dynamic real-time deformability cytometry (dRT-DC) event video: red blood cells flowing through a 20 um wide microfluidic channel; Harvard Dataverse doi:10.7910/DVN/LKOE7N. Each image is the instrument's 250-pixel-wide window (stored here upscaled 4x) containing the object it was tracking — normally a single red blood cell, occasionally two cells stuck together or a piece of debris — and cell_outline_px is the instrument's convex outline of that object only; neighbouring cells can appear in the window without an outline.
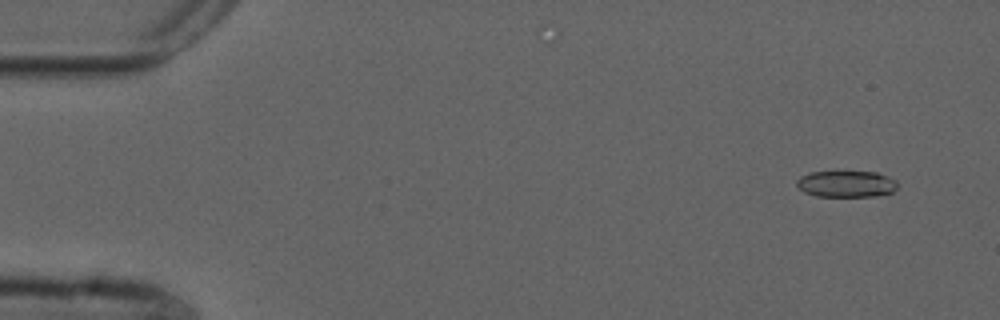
{"species": "common noctule bat (a hibernating species)", "species_latin": "Nyctalus noctula", "temperature_condition": "cold", "stored_images_in_passage": 55, "camera_frame_rate_fps": 3000, "um_per_image_px": 0.085, "animal": {"sex": "male", "forearm_length_mm": 52.5}, "frame": {"image": 1, "passage_image": 4, "time_ms": 1.0, "image_size_px": [1000, 320], "cell_outline_px": [[896, 188], [892, 192], [876, 196], [816, 196], [804, 192], [796, 184], [796, 180], [800, 176], [808, 172], [836, 168], [876, 172], [888, 176], [896, 180]], "centroid_in_image_um": [71.89, 15.56], "position_along_channel_um": 13.1, "area_um2": 16.47}}
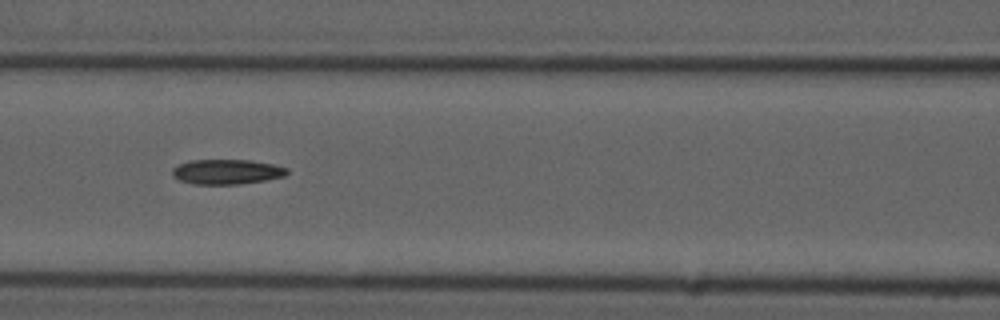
{"frame": {"image": 2, "passage_image": 24, "time_ms": 7.667, "image_size_px": [1000, 320], "cell_outline_px": [[288, 172], [284, 176], [264, 180], [240, 184], [196, 184], [180, 180], [172, 176], [172, 168], [188, 160], [248, 160], [272, 164], [288, 168]], "centroid_in_image_um": [19.25, 14.6], "position_along_channel_um": 147.3, "area_um2": 16.53}}
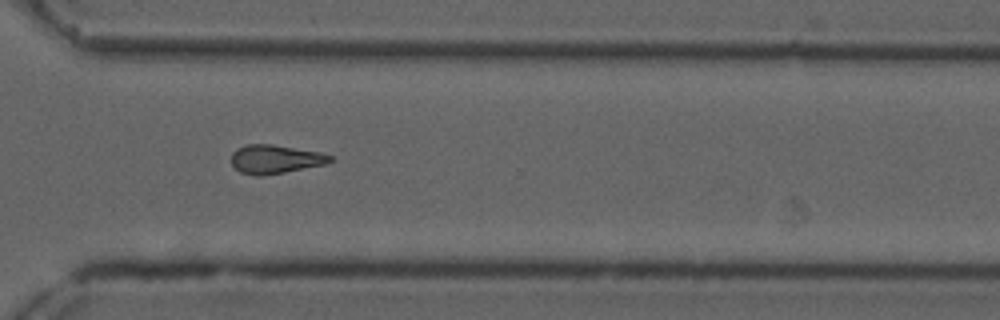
{"frame": {"image": 3, "passage_image": 40, "time_ms": 13.0, "image_size_px": [1000, 320], "cell_outline_px": [[332, 160], [324, 164], [264, 176], [256, 176], [240, 172], [232, 164], [232, 152], [236, 148], [248, 144], [272, 144], [320, 152], [332, 156]], "centroid_in_image_um": [23.36, 13.52], "position_along_channel_um": 347.2, "area_um2": 16.42}}